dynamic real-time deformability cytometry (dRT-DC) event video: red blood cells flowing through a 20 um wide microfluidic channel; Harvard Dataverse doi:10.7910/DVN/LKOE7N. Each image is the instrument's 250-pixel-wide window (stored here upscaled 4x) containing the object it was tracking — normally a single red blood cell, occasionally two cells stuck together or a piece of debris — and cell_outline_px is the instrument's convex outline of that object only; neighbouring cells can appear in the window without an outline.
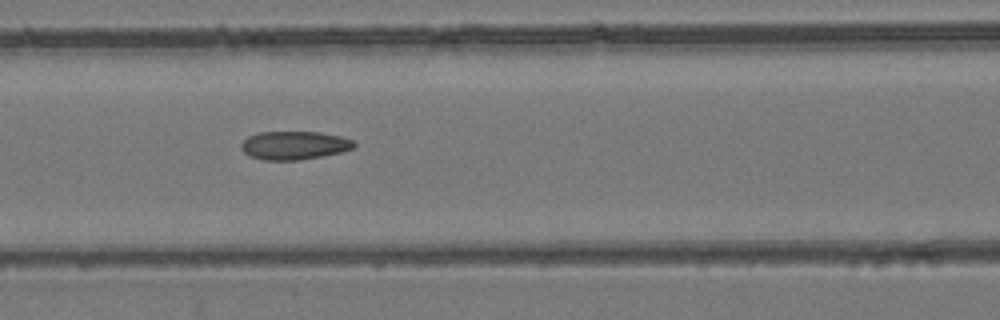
{"species": "common noctule bat (a hibernating species)", "species_latin": "Nyctalus noctula", "temperature_condition": "room temperature", "stored_images_in_passage": 8, "camera_frame_rate_fps": 3000, "um_per_image_px": 0.085, "animal": {"sex": "female", "body_mass_g": 24.6, "forearm_length_mm": 56.2}, "frame": {"image": 1, "passage_image": 6, "time_ms": 5.667, "image_size_px": [1000, 320], "cell_outline_px": [[356, 144], [352, 148], [340, 152], [300, 160], [264, 160], [252, 156], [244, 152], [240, 148], [240, 144], [248, 136], [260, 132], [320, 132], [340, 136], [352, 140]], "centroid_in_image_um": [24.98, 12.35], "position_along_channel_um": 141.6, "area_um2": 18.5}}
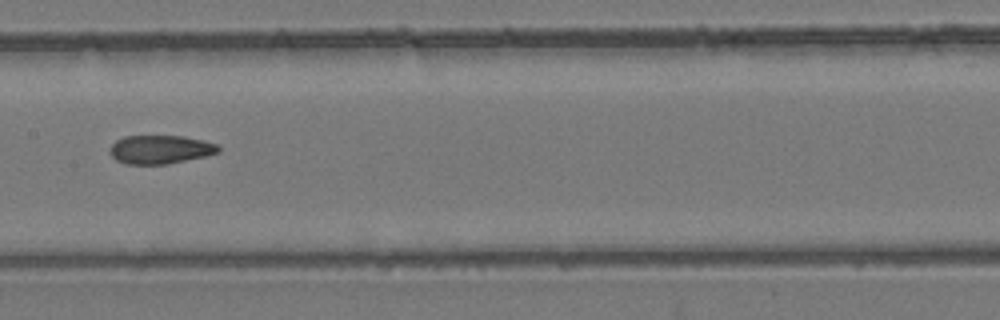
{"frame": {"image": 2, "passage_image": 7, "time_ms": 7.0, "image_size_px": [1000, 320], "cell_outline_px": [[220, 152], [204, 156], [168, 164], [128, 164], [116, 160], [108, 152], [108, 148], [116, 140], [124, 136], [184, 136], [204, 140], [216, 144], [220, 148]], "centroid_in_image_um": [13.6, 12.7], "position_along_channel_um": 193.8, "area_um2": 18.15}}
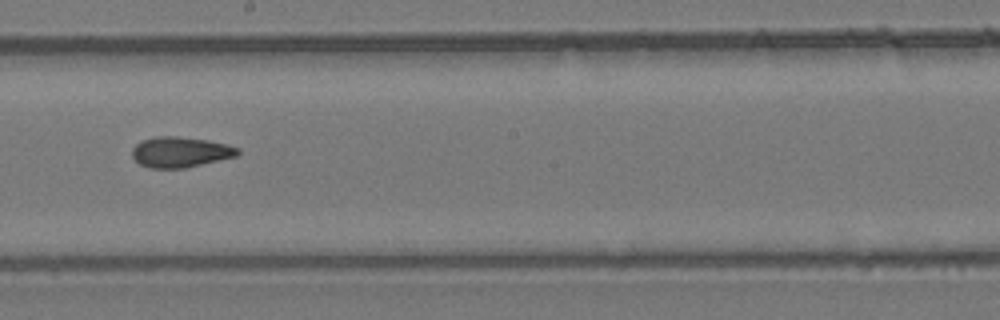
{"frame": {"image": 3, "passage_image": 8, "time_ms": 8.0, "image_size_px": [1000, 320], "cell_outline_px": [[240, 152], [236, 156], [184, 168], [148, 168], [140, 164], [132, 156], [132, 148], [140, 140], [156, 136], [176, 136], [208, 140], [228, 144], [240, 148]], "centroid_in_image_um": [15.32, 12.91], "position_along_channel_um": 232.9, "area_um2": 18.84}}